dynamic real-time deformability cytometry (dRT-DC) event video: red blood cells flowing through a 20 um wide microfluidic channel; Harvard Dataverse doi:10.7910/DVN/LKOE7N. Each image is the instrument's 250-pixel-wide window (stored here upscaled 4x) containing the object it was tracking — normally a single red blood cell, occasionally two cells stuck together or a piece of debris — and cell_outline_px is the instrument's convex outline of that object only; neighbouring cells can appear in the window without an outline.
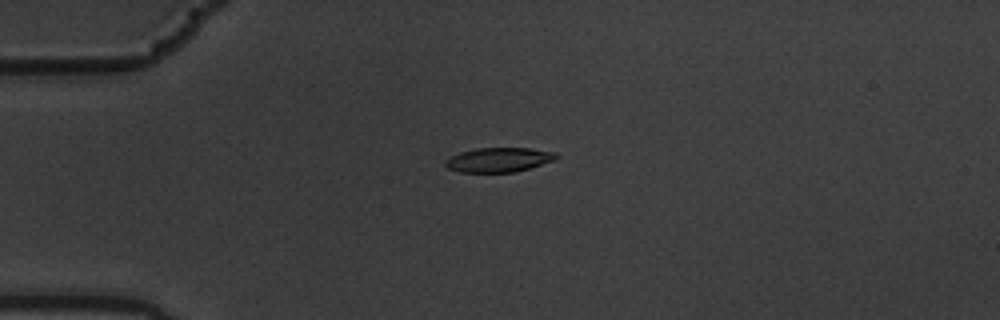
{"species": "common noctule bat (a hibernating species)", "species_latin": "Nyctalus noctula", "temperature_condition": "warm", "stored_images_in_passage": 2, "camera_frame_rate_fps": 3000, "um_per_image_px": 0.085, "animal": {"sex": "male", "body_mass_g": 19.5, "forearm_length_mm": 54.6}, "frame": {"image": 1, "passage_image": 1, "time_ms": 0.0, "image_size_px": [1000, 320], "cell_outline_px": [[560, 156], [556, 160], [516, 172], [460, 172], [448, 168], [444, 164], [444, 160], [460, 152], [476, 148], [528, 148], [556, 152]], "centroid_in_image_um": [42.42, 13.58], "position_along_channel_um": 42.6, "area_um2": 15.9}}